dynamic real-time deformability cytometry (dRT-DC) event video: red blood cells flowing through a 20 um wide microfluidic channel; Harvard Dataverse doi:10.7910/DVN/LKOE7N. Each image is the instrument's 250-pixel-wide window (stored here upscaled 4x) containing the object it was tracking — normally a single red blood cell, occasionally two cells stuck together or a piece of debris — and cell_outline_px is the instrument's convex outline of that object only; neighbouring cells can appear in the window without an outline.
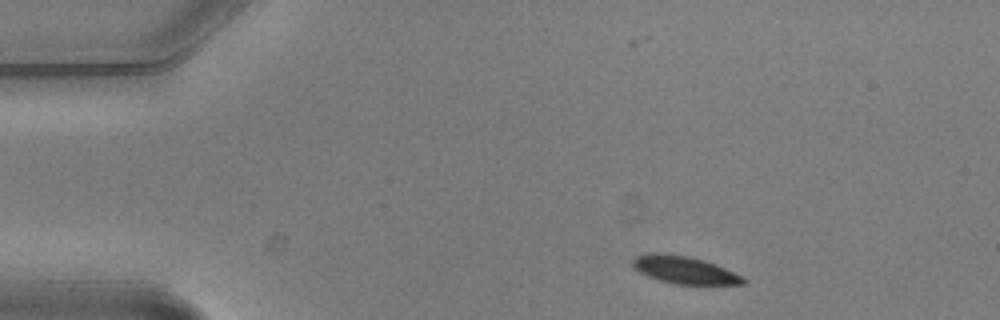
{"species": "common noctule bat (a hibernating species)", "species_latin": "Nyctalus noctula", "temperature_condition": "warm", "stored_images_in_passage": 2, "camera_frame_rate_fps": 3000, "um_per_image_px": 0.085, "animal": {"sex": "male", "body_mass_g": 20.5, "forearm_length_mm": 52.5}, "frame": {"image": 1, "passage_image": 1, "time_ms": 0.0, "image_size_px": [1000, 320], "cell_outline_px": [[748, 280], [744, 284], [676, 284], [660, 280], [648, 276], [640, 272], [632, 264], [632, 260], [636, 256], [652, 252], [656, 252], [688, 256], [704, 260], [744, 276]], "centroid_in_image_um": [58.19, 22.94], "position_along_channel_um": 26.8, "area_um2": 17.57}}